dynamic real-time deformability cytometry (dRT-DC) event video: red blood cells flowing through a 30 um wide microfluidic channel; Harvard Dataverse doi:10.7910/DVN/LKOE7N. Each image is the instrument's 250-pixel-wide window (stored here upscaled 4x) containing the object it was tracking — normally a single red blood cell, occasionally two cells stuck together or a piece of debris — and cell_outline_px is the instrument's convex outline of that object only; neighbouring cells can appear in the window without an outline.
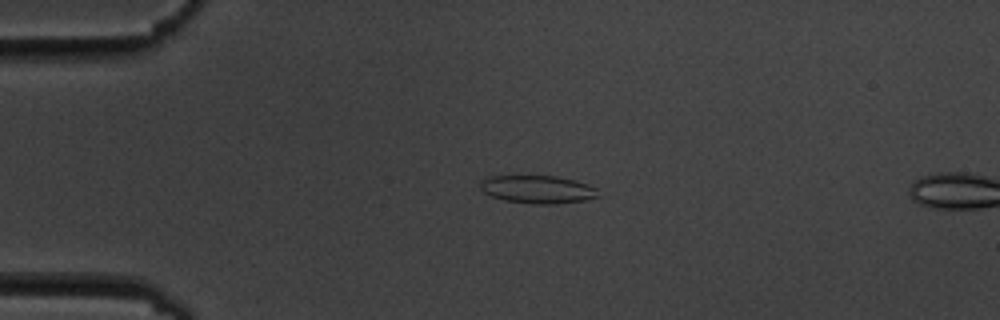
{"species": "common noctule bat (a hibernating species)", "species_latin": "Nyctalus noctula", "temperature_condition": "cold", "stored_images_in_passage": 2, "camera_frame_rate_fps": 3000, "um_per_image_px": 0.085, "animal": {"sex": "male", "body_mass_g": 19.5, "forearm_length_mm": 54.6}, "frame": {"image": 1, "passage_image": 1, "time_ms": 0.0, "image_size_px": [1000, 320], "cell_outline_px": [[596, 196], [584, 200], [556, 204], [532, 204], [504, 200], [492, 196], [484, 192], [480, 188], [480, 180], [488, 176], [556, 176], [576, 180], [588, 184], [596, 188]], "centroid_in_image_um": [45.66, 16.09], "position_along_channel_um": 39.3, "area_um2": 19.13}}